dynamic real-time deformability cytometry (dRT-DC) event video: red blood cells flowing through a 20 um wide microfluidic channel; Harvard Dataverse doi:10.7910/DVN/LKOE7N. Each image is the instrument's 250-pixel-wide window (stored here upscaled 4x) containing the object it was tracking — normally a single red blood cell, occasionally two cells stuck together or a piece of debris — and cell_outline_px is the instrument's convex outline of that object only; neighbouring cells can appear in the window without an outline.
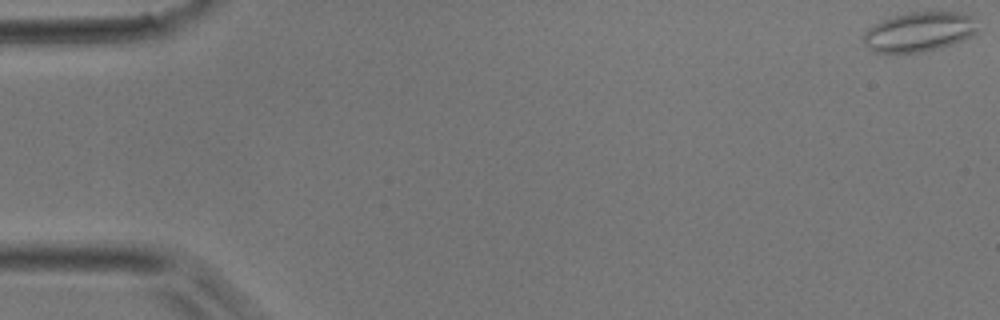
{"species": "common noctule bat (a hibernating species)", "species_latin": "Nyctalus noctula", "temperature_condition": "room temperature", "stored_images_in_passage": 45, "camera_frame_rate_fps": 3000, "um_per_image_px": 0.085, "animal": {"sex": "male", "body_mass_g": 17.9}, "frame": {"image": 1, "passage_image": 1, "time_ms": 0.0, "image_size_px": [1000, 320], "cell_outline_px": [[976, 32], [972, 36], [936, 48], [920, 52], [872, 52], [864, 44], [860, 36], [868, 28], [884, 20], [896, 16], [912, 12], [960, 12], [972, 16]], "centroid_in_image_um": [78.06, 2.7], "position_along_channel_um": 6.9, "area_um2": 25.78}}
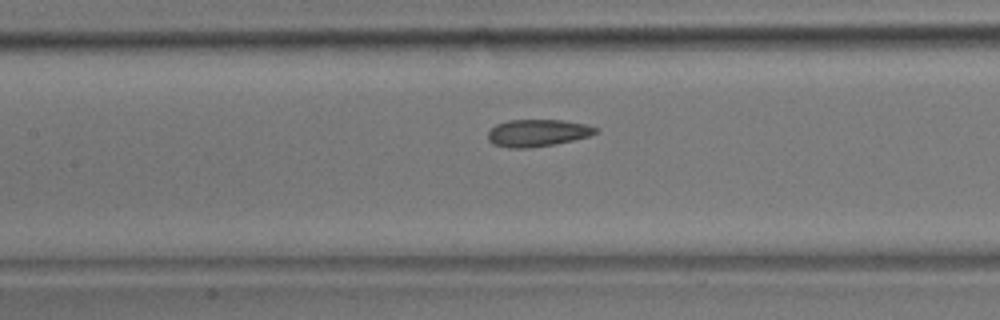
{"frame": {"image": 2, "passage_image": 21, "time_ms": 6.667, "image_size_px": [1000, 320], "cell_outline_px": [[600, 132], [588, 136], [556, 144], [532, 148], [508, 148], [492, 144], [488, 140], [488, 132], [496, 124], [508, 120], [564, 120], [584, 124], [600, 128]], "centroid_in_image_um": [45.69, 11.3], "position_along_channel_um": 161.7, "area_um2": 17.22}}
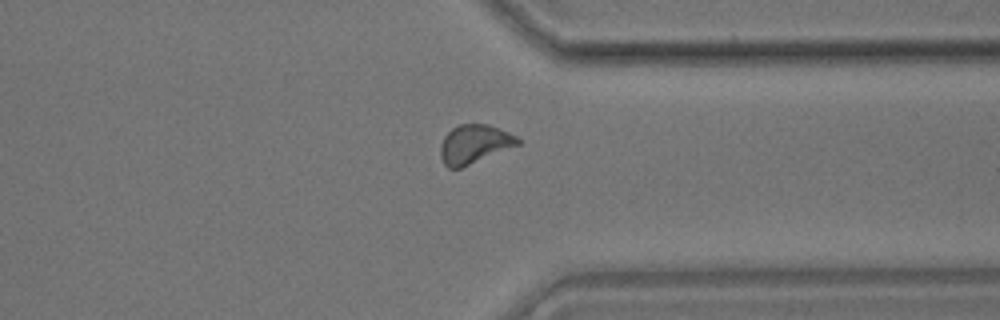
{"frame": {"image": 3, "passage_image": 35, "time_ms": 11.333, "image_size_px": [1000, 320], "cell_outline_px": [[520, 144], [460, 168], [448, 168], [444, 164], [440, 156], [440, 144], [444, 136], [452, 128], [460, 124], [488, 124], [500, 128], [516, 136], [520, 140]], "centroid_in_image_um": [40.3, 12.24], "position_along_channel_um": 371.1, "area_um2": 17.4}}